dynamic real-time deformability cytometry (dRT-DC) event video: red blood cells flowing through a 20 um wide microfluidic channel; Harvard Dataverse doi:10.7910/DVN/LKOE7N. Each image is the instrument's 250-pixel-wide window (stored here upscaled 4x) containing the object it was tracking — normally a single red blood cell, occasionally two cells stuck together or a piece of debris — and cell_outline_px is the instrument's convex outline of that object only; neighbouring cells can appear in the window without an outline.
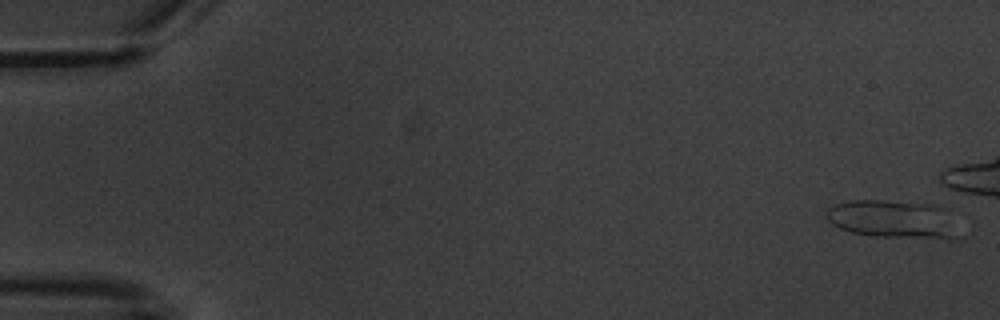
{"species": "common noctule bat (a hibernating species)", "species_latin": "Nyctalus noctula", "temperature_condition": "warm", "stored_images_in_passage": 12, "camera_frame_rate_fps": 3000, "um_per_image_px": 0.085, "animal": {"sex": "male", "body_mass_g": 20.1, "forearm_length_mm": 53.5}, "frame": {"image": 1, "passage_image": 1, "time_ms": 0.0, "image_size_px": [1000, 320], "cell_outline_px": [[956, 240], [948, 240], [872, 236], [852, 232], [840, 228], [832, 224], [828, 220], [828, 208], [836, 204], [848, 200], [884, 200], [932, 204], [940, 208], [956, 236]], "centroid_in_image_um": [75.79, 18.65], "position_along_channel_um": 9.2, "area_um2": 28.73}}